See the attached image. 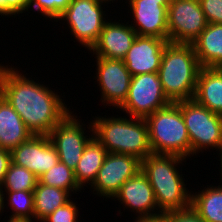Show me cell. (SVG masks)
Segmentation results:
<instances>
[{
  "mask_svg": "<svg viewBox=\"0 0 222 222\" xmlns=\"http://www.w3.org/2000/svg\"><path fill=\"white\" fill-rule=\"evenodd\" d=\"M192 46L202 68H222V24L208 23Z\"/></svg>",
  "mask_w": 222,
  "mask_h": 222,
  "instance_id": "18",
  "label": "cell"
},
{
  "mask_svg": "<svg viewBox=\"0 0 222 222\" xmlns=\"http://www.w3.org/2000/svg\"><path fill=\"white\" fill-rule=\"evenodd\" d=\"M218 151H219V155H218V156H220V157H219L220 159H219L218 161H221V162H220V165H221L220 167H221V168H220L219 171H221L220 174L222 175V142H221V145H220Z\"/></svg>",
  "mask_w": 222,
  "mask_h": 222,
  "instance_id": "35",
  "label": "cell"
},
{
  "mask_svg": "<svg viewBox=\"0 0 222 222\" xmlns=\"http://www.w3.org/2000/svg\"><path fill=\"white\" fill-rule=\"evenodd\" d=\"M97 42L89 50L96 57L123 60L137 37L136 31L120 20L107 19ZM121 22V23H119ZM93 51V52H92Z\"/></svg>",
  "mask_w": 222,
  "mask_h": 222,
  "instance_id": "17",
  "label": "cell"
},
{
  "mask_svg": "<svg viewBox=\"0 0 222 222\" xmlns=\"http://www.w3.org/2000/svg\"><path fill=\"white\" fill-rule=\"evenodd\" d=\"M168 222H205L192 208L183 211L167 212Z\"/></svg>",
  "mask_w": 222,
  "mask_h": 222,
  "instance_id": "31",
  "label": "cell"
},
{
  "mask_svg": "<svg viewBox=\"0 0 222 222\" xmlns=\"http://www.w3.org/2000/svg\"><path fill=\"white\" fill-rule=\"evenodd\" d=\"M31 0H0V15L15 17L23 14V10ZM13 15V16H12Z\"/></svg>",
  "mask_w": 222,
  "mask_h": 222,
  "instance_id": "30",
  "label": "cell"
},
{
  "mask_svg": "<svg viewBox=\"0 0 222 222\" xmlns=\"http://www.w3.org/2000/svg\"><path fill=\"white\" fill-rule=\"evenodd\" d=\"M38 178L23 166L10 163L1 191H34Z\"/></svg>",
  "mask_w": 222,
  "mask_h": 222,
  "instance_id": "26",
  "label": "cell"
},
{
  "mask_svg": "<svg viewBox=\"0 0 222 222\" xmlns=\"http://www.w3.org/2000/svg\"><path fill=\"white\" fill-rule=\"evenodd\" d=\"M75 200H70L64 206L57 208L47 216L42 222H79V207L76 206Z\"/></svg>",
  "mask_w": 222,
  "mask_h": 222,
  "instance_id": "28",
  "label": "cell"
},
{
  "mask_svg": "<svg viewBox=\"0 0 222 222\" xmlns=\"http://www.w3.org/2000/svg\"><path fill=\"white\" fill-rule=\"evenodd\" d=\"M107 154L108 151L95 137L88 142L74 170L76 182L81 188L84 189L88 183L91 185L95 181Z\"/></svg>",
  "mask_w": 222,
  "mask_h": 222,
  "instance_id": "21",
  "label": "cell"
},
{
  "mask_svg": "<svg viewBox=\"0 0 222 222\" xmlns=\"http://www.w3.org/2000/svg\"><path fill=\"white\" fill-rule=\"evenodd\" d=\"M2 213H4V212L2 211V192L0 190V214H2Z\"/></svg>",
  "mask_w": 222,
  "mask_h": 222,
  "instance_id": "36",
  "label": "cell"
},
{
  "mask_svg": "<svg viewBox=\"0 0 222 222\" xmlns=\"http://www.w3.org/2000/svg\"><path fill=\"white\" fill-rule=\"evenodd\" d=\"M152 153L191 156L190 139L177 103L157 110L145 118Z\"/></svg>",
  "mask_w": 222,
  "mask_h": 222,
  "instance_id": "5",
  "label": "cell"
},
{
  "mask_svg": "<svg viewBox=\"0 0 222 222\" xmlns=\"http://www.w3.org/2000/svg\"><path fill=\"white\" fill-rule=\"evenodd\" d=\"M184 160L177 155L151 153L141 161V170L153 188L162 214L191 208V192L186 188L184 176L179 171V165L186 162Z\"/></svg>",
  "mask_w": 222,
  "mask_h": 222,
  "instance_id": "2",
  "label": "cell"
},
{
  "mask_svg": "<svg viewBox=\"0 0 222 222\" xmlns=\"http://www.w3.org/2000/svg\"><path fill=\"white\" fill-rule=\"evenodd\" d=\"M73 112L71 111L58 123L48 136L58 153L59 161L74 171L86 145L94 134L92 122L90 121L89 127H87L90 130L89 134L87 130L85 132L86 126L81 123L82 120L77 118Z\"/></svg>",
  "mask_w": 222,
  "mask_h": 222,
  "instance_id": "9",
  "label": "cell"
},
{
  "mask_svg": "<svg viewBox=\"0 0 222 222\" xmlns=\"http://www.w3.org/2000/svg\"><path fill=\"white\" fill-rule=\"evenodd\" d=\"M170 103L158 73H145L132 76L127 99L119 110L126 116L145 119Z\"/></svg>",
  "mask_w": 222,
  "mask_h": 222,
  "instance_id": "8",
  "label": "cell"
},
{
  "mask_svg": "<svg viewBox=\"0 0 222 222\" xmlns=\"http://www.w3.org/2000/svg\"><path fill=\"white\" fill-rule=\"evenodd\" d=\"M166 39L155 36L137 35L123 59L132 76L145 73H158Z\"/></svg>",
  "mask_w": 222,
  "mask_h": 222,
  "instance_id": "16",
  "label": "cell"
},
{
  "mask_svg": "<svg viewBox=\"0 0 222 222\" xmlns=\"http://www.w3.org/2000/svg\"><path fill=\"white\" fill-rule=\"evenodd\" d=\"M38 181L46 186L67 190L71 195L74 192L78 194L76 192H82L81 190H83L76 182L74 171L60 161L41 175Z\"/></svg>",
  "mask_w": 222,
  "mask_h": 222,
  "instance_id": "24",
  "label": "cell"
},
{
  "mask_svg": "<svg viewBox=\"0 0 222 222\" xmlns=\"http://www.w3.org/2000/svg\"><path fill=\"white\" fill-rule=\"evenodd\" d=\"M71 2L72 0H31L23 12H28L32 8L38 14L42 13V16L44 15V17L57 21Z\"/></svg>",
  "mask_w": 222,
  "mask_h": 222,
  "instance_id": "27",
  "label": "cell"
},
{
  "mask_svg": "<svg viewBox=\"0 0 222 222\" xmlns=\"http://www.w3.org/2000/svg\"><path fill=\"white\" fill-rule=\"evenodd\" d=\"M220 177L218 186L207 185L191 193V208L205 222H222V175Z\"/></svg>",
  "mask_w": 222,
  "mask_h": 222,
  "instance_id": "22",
  "label": "cell"
},
{
  "mask_svg": "<svg viewBox=\"0 0 222 222\" xmlns=\"http://www.w3.org/2000/svg\"><path fill=\"white\" fill-rule=\"evenodd\" d=\"M98 2H102V3H106V4H111V3H109V2H111L112 1V3L115 1H113V0H97ZM116 1H118V0H116ZM108 2V3H107Z\"/></svg>",
  "mask_w": 222,
  "mask_h": 222,
  "instance_id": "37",
  "label": "cell"
},
{
  "mask_svg": "<svg viewBox=\"0 0 222 222\" xmlns=\"http://www.w3.org/2000/svg\"><path fill=\"white\" fill-rule=\"evenodd\" d=\"M95 80L101 91V102L119 109L127 99L132 75L121 59L96 57Z\"/></svg>",
  "mask_w": 222,
  "mask_h": 222,
  "instance_id": "12",
  "label": "cell"
},
{
  "mask_svg": "<svg viewBox=\"0 0 222 222\" xmlns=\"http://www.w3.org/2000/svg\"><path fill=\"white\" fill-rule=\"evenodd\" d=\"M104 3L97 0H72L57 19L67 21L71 35L89 51L107 22Z\"/></svg>",
  "mask_w": 222,
  "mask_h": 222,
  "instance_id": "7",
  "label": "cell"
},
{
  "mask_svg": "<svg viewBox=\"0 0 222 222\" xmlns=\"http://www.w3.org/2000/svg\"><path fill=\"white\" fill-rule=\"evenodd\" d=\"M2 97V91H1V83H0V98Z\"/></svg>",
  "mask_w": 222,
  "mask_h": 222,
  "instance_id": "38",
  "label": "cell"
},
{
  "mask_svg": "<svg viewBox=\"0 0 222 222\" xmlns=\"http://www.w3.org/2000/svg\"><path fill=\"white\" fill-rule=\"evenodd\" d=\"M153 1H172V0H153Z\"/></svg>",
  "mask_w": 222,
  "mask_h": 222,
  "instance_id": "39",
  "label": "cell"
},
{
  "mask_svg": "<svg viewBox=\"0 0 222 222\" xmlns=\"http://www.w3.org/2000/svg\"><path fill=\"white\" fill-rule=\"evenodd\" d=\"M17 69L0 63L2 97L20 115L33 135L48 136L71 112L70 107L67 108L55 90L27 78Z\"/></svg>",
  "mask_w": 222,
  "mask_h": 222,
  "instance_id": "1",
  "label": "cell"
},
{
  "mask_svg": "<svg viewBox=\"0 0 222 222\" xmlns=\"http://www.w3.org/2000/svg\"><path fill=\"white\" fill-rule=\"evenodd\" d=\"M34 193V221L42 222L47 216L57 208L64 206L71 199V194L67 190L46 186L39 181L33 191Z\"/></svg>",
  "mask_w": 222,
  "mask_h": 222,
  "instance_id": "23",
  "label": "cell"
},
{
  "mask_svg": "<svg viewBox=\"0 0 222 222\" xmlns=\"http://www.w3.org/2000/svg\"><path fill=\"white\" fill-rule=\"evenodd\" d=\"M125 209H130L138 217H155L159 211L154 191L147 176L140 170L134 177L125 181L120 191L114 196Z\"/></svg>",
  "mask_w": 222,
  "mask_h": 222,
  "instance_id": "15",
  "label": "cell"
},
{
  "mask_svg": "<svg viewBox=\"0 0 222 222\" xmlns=\"http://www.w3.org/2000/svg\"><path fill=\"white\" fill-rule=\"evenodd\" d=\"M118 116H95L91 121L94 137L108 153L133 155L144 160L152 153L145 119Z\"/></svg>",
  "mask_w": 222,
  "mask_h": 222,
  "instance_id": "4",
  "label": "cell"
},
{
  "mask_svg": "<svg viewBox=\"0 0 222 222\" xmlns=\"http://www.w3.org/2000/svg\"><path fill=\"white\" fill-rule=\"evenodd\" d=\"M1 192H2V211H4V207L7 204H8L7 206H10L9 209L12 210L9 218L34 220L33 191H1ZM4 200L5 201L7 200V204H5Z\"/></svg>",
  "mask_w": 222,
  "mask_h": 222,
  "instance_id": "25",
  "label": "cell"
},
{
  "mask_svg": "<svg viewBox=\"0 0 222 222\" xmlns=\"http://www.w3.org/2000/svg\"><path fill=\"white\" fill-rule=\"evenodd\" d=\"M132 13L129 24L139 36H155L168 41V6L171 1L126 0Z\"/></svg>",
  "mask_w": 222,
  "mask_h": 222,
  "instance_id": "14",
  "label": "cell"
},
{
  "mask_svg": "<svg viewBox=\"0 0 222 222\" xmlns=\"http://www.w3.org/2000/svg\"><path fill=\"white\" fill-rule=\"evenodd\" d=\"M6 221L7 222H35L33 220H30V219H20V218H9Z\"/></svg>",
  "mask_w": 222,
  "mask_h": 222,
  "instance_id": "34",
  "label": "cell"
},
{
  "mask_svg": "<svg viewBox=\"0 0 222 222\" xmlns=\"http://www.w3.org/2000/svg\"><path fill=\"white\" fill-rule=\"evenodd\" d=\"M207 23L222 24V0H199Z\"/></svg>",
  "mask_w": 222,
  "mask_h": 222,
  "instance_id": "29",
  "label": "cell"
},
{
  "mask_svg": "<svg viewBox=\"0 0 222 222\" xmlns=\"http://www.w3.org/2000/svg\"><path fill=\"white\" fill-rule=\"evenodd\" d=\"M176 103L181 109L187 127L191 155L211 148L218 151L222 142V115L210 111L194 99Z\"/></svg>",
  "mask_w": 222,
  "mask_h": 222,
  "instance_id": "6",
  "label": "cell"
},
{
  "mask_svg": "<svg viewBox=\"0 0 222 222\" xmlns=\"http://www.w3.org/2000/svg\"><path fill=\"white\" fill-rule=\"evenodd\" d=\"M133 222H168L167 221V213H164L160 216L155 217H136Z\"/></svg>",
  "mask_w": 222,
  "mask_h": 222,
  "instance_id": "33",
  "label": "cell"
},
{
  "mask_svg": "<svg viewBox=\"0 0 222 222\" xmlns=\"http://www.w3.org/2000/svg\"><path fill=\"white\" fill-rule=\"evenodd\" d=\"M201 68L192 43L168 41L158 71L166 97L172 103L193 99Z\"/></svg>",
  "mask_w": 222,
  "mask_h": 222,
  "instance_id": "3",
  "label": "cell"
},
{
  "mask_svg": "<svg viewBox=\"0 0 222 222\" xmlns=\"http://www.w3.org/2000/svg\"><path fill=\"white\" fill-rule=\"evenodd\" d=\"M168 41L192 43L206 28L199 0H172L168 6Z\"/></svg>",
  "mask_w": 222,
  "mask_h": 222,
  "instance_id": "10",
  "label": "cell"
},
{
  "mask_svg": "<svg viewBox=\"0 0 222 222\" xmlns=\"http://www.w3.org/2000/svg\"><path fill=\"white\" fill-rule=\"evenodd\" d=\"M11 163V153L7 149L0 148V188L4 183L5 175Z\"/></svg>",
  "mask_w": 222,
  "mask_h": 222,
  "instance_id": "32",
  "label": "cell"
},
{
  "mask_svg": "<svg viewBox=\"0 0 222 222\" xmlns=\"http://www.w3.org/2000/svg\"><path fill=\"white\" fill-rule=\"evenodd\" d=\"M141 170V160L133 155L108 153L95 181L90 185L93 194L113 199L122 184ZM94 191L96 193H94Z\"/></svg>",
  "mask_w": 222,
  "mask_h": 222,
  "instance_id": "11",
  "label": "cell"
},
{
  "mask_svg": "<svg viewBox=\"0 0 222 222\" xmlns=\"http://www.w3.org/2000/svg\"><path fill=\"white\" fill-rule=\"evenodd\" d=\"M33 134L20 115L3 98H0V148L11 151L27 141Z\"/></svg>",
  "mask_w": 222,
  "mask_h": 222,
  "instance_id": "20",
  "label": "cell"
},
{
  "mask_svg": "<svg viewBox=\"0 0 222 222\" xmlns=\"http://www.w3.org/2000/svg\"><path fill=\"white\" fill-rule=\"evenodd\" d=\"M10 153L12 163L25 167L37 178L59 161L58 153L47 135H32Z\"/></svg>",
  "mask_w": 222,
  "mask_h": 222,
  "instance_id": "13",
  "label": "cell"
},
{
  "mask_svg": "<svg viewBox=\"0 0 222 222\" xmlns=\"http://www.w3.org/2000/svg\"><path fill=\"white\" fill-rule=\"evenodd\" d=\"M193 99L222 115V68H201Z\"/></svg>",
  "mask_w": 222,
  "mask_h": 222,
  "instance_id": "19",
  "label": "cell"
}]
</instances>
